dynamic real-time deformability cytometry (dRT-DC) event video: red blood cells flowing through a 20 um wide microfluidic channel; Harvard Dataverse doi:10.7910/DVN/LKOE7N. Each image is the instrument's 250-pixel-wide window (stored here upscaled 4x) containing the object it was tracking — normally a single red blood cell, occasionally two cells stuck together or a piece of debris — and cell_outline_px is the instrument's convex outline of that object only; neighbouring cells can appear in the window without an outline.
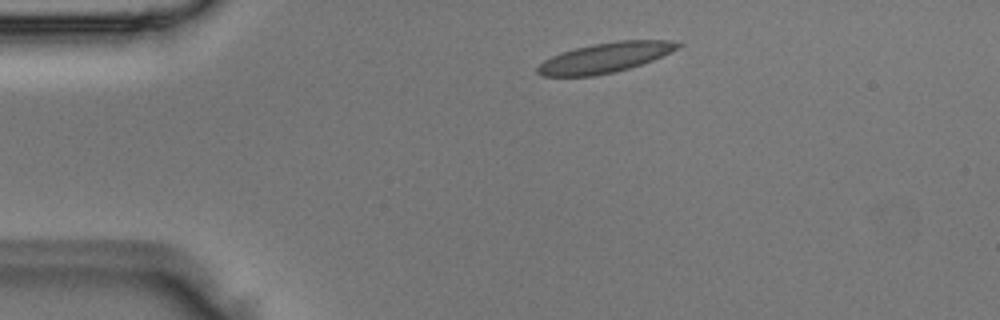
{"species": "Egyptian fruit bat (a non-hibernating species)", "species_latin": "Rousettus aegyptiacus", "temperature_condition": "room temperature", "stored_images_in_passage": 2, "camera_frame_rate_fps": 3000, "um_per_image_px": 0.085, "animal": {"sex": "male"}, "frame": {"image": 1, "passage_image": 1, "time_ms": 0.0, "image_size_px": [1000, 320], "cell_outline_px": [[684, 44], [680, 48], [652, 60], [616, 72], [596, 76], [540, 76], [536, 72], [536, 68], [544, 60], [560, 52], [592, 44], [616, 40], [668, 40]], "centroid_in_image_um": [51.42, 4.9], "position_along_channel_um": 33.6, "area_um2": 24.57}}